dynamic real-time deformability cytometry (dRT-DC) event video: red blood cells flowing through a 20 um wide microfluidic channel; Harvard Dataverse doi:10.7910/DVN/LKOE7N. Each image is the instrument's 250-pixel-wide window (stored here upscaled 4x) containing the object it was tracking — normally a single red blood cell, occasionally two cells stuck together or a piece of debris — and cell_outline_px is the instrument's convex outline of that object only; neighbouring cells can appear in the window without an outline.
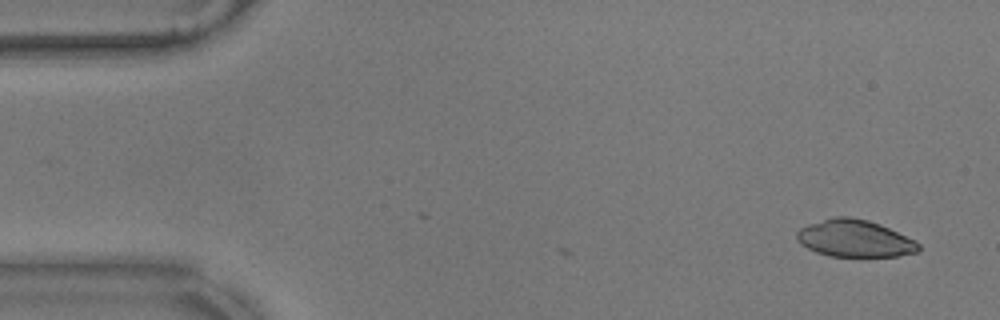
{"species": "common noctule bat (a hibernating species)", "species_latin": "Nyctalus noctula", "temperature_condition": "warm", "stored_images_in_passage": 3, "camera_frame_rate_fps": 3000, "um_per_image_px": 0.085, "animal": {"sex": "male", "body_mass_g": 17.9}, "frame": {"image": 1, "passage_image": 1, "time_ms": 0.0, "image_size_px": [1000, 320], "cell_outline_px": [[920, 248], [916, 252], [896, 256], [828, 256], [816, 252], [800, 244], [796, 240], [796, 232], [800, 228], [808, 224], [832, 216], [848, 216], [868, 220], [880, 224], [916, 240], [920, 244]], "centroid_in_image_um": [72.62, 20.26], "position_along_channel_um": 12.4, "area_um2": 26.47}}